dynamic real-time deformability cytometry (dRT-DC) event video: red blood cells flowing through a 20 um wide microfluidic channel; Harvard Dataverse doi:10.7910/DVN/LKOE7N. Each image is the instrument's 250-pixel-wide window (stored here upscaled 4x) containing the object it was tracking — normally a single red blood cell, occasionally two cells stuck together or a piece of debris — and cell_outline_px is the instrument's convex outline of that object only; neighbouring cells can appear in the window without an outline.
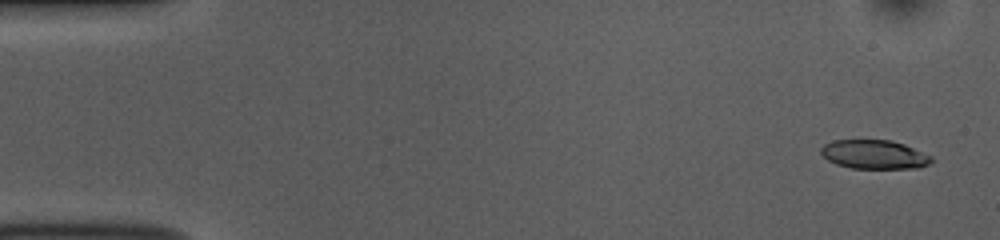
{"species": "common noctule bat (a hibernating species)", "species_latin": "Nyctalus noctula", "temperature_condition": "room temperature", "stored_images_in_passage": 50, "camera_frame_rate_fps": 3000, "um_per_image_px": 0.085, "animal": {"sex": "female", "body_mass_g": 10.0, "forearm_length_mm": 53.1}, "frame": {"image": 1, "passage_image": 3, "time_ms": 0.667, "image_size_px": [1000, 240], "cell_outline_px": [[932, 160], [928, 164], [920, 168], [852, 168], [836, 164], [828, 160], [820, 152], [820, 148], [824, 144], [832, 140], [892, 140], [904, 144], [932, 156]], "centroid_in_image_um": [74.3, 13.12], "position_along_channel_um": 10.7, "area_um2": 18.61}}
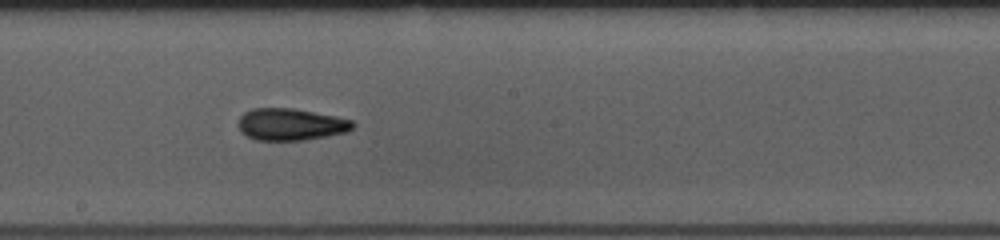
{"frame": {"image": 2, "passage_image": 29, "time_ms": 9.333, "image_size_px": [1000, 240], "cell_outline_px": [[356, 124], [352, 128], [344, 132], [304, 140], [256, 140], [240, 132], [240, 116], [244, 112], [252, 108], [292, 108], [336, 116], [352, 120]], "centroid_in_image_um": [24.7, 10.56], "position_along_channel_um": 223.5, "area_um2": 21.1}}
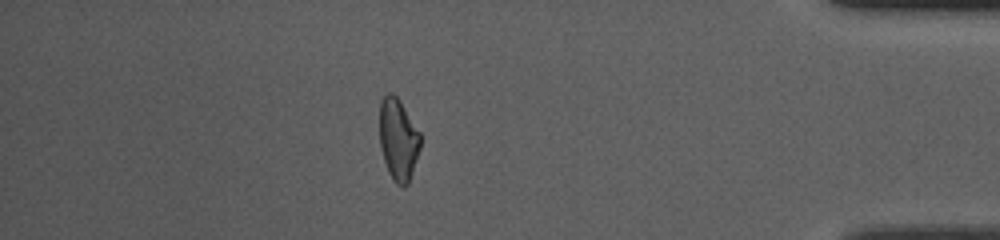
{"frame": {"image": 3, "passage_image": 46, "time_ms": 15.0, "image_size_px": [1000, 240], "cell_outline_px": [[420, 148], [408, 184], [404, 188], [396, 184], [392, 180], [388, 172], [380, 148], [380, 100], [388, 92], [392, 92], [400, 100], [420, 132]], "centroid_in_image_um": [33.84, 11.86], "position_along_channel_um": 401.4, "area_um2": 19.59}}